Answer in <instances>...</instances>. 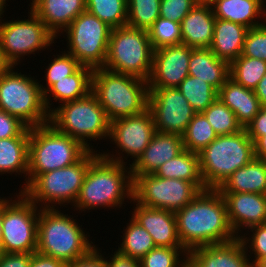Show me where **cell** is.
I'll use <instances>...</instances> for the list:
<instances>
[{
    "instance_id": "cell-1",
    "label": "cell",
    "mask_w": 266,
    "mask_h": 267,
    "mask_svg": "<svg viewBox=\"0 0 266 267\" xmlns=\"http://www.w3.org/2000/svg\"><path fill=\"white\" fill-rule=\"evenodd\" d=\"M182 247L194 248L221 244L237 238L227 215V206L217 189L202 190L189 204L175 212Z\"/></svg>"
},
{
    "instance_id": "cell-2",
    "label": "cell",
    "mask_w": 266,
    "mask_h": 267,
    "mask_svg": "<svg viewBox=\"0 0 266 267\" xmlns=\"http://www.w3.org/2000/svg\"><path fill=\"white\" fill-rule=\"evenodd\" d=\"M126 198L130 203L133 201L130 166L109 160L98 152L91 160L74 208L77 211L98 207L120 208Z\"/></svg>"
},
{
    "instance_id": "cell-3",
    "label": "cell",
    "mask_w": 266,
    "mask_h": 267,
    "mask_svg": "<svg viewBox=\"0 0 266 267\" xmlns=\"http://www.w3.org/2000/svg\"><path fill=\"white\" fill-rule=\"evenodd\" d=\"M68 214L57 208H40L38 218L37 252L70 263L89 254L92 245L84 228ZM91 242V243H90Z\"/></svg>"
},
{
    "instance_id": "cell-4",
    "label": "cell",
    "mask_w": 266,
    "mask_h": 267,
    "mask_svg": "<svg viewBox=\"0 0 266 267\" xmlns=\"http://www.w3.org/2000/svg\"><path fill=\"white\" fill-rule=\"evenodd\" d=\"M110 121L140 114L148 109L147 80L104 68L93 70L92 90Z\"/></svg>"
},
{
    "instance_id": "cell-5",
    "label": "cell",
    "mask_w": 266,
    "mask_h": 267,
    "mask_svg": "<svg viewBox=\"0 0 266 267\" xmlns=\"http://www.w3.org/2000/svg\"><path fill=\"white\" fill-rule=\"evenodd\" d=\"M87 151L79 141L59 132L50 123L30 128L28 175L20 192L39 174L74 164Z\"/></svg>"
},
{
    "instance_id": "cell-6",
    "label": "cell",
    "mask_w": 266,
    "mask_h": 267,
    "mask_svg": "<svg viewBox=\"0 0 266 267\" xmlns=\"http://www.w3.org/2000/svg\"><path fill=\"white\" fill-rule=\"evenodd\" d=\"M60 105L49 114V123L56 130L79 141L87 150H94L88 142L91 139H109L111 121L92 92Z\"/></svg>"
},
{
    "instance_id": "cell-7",
    "label": "cell",
    "mask_w": 266,
    "mask_h": 267,
    "mask_svg": "<svg viewBox=\"0 0 266 267\" xmlns=\"http://www.w3.org/2000/svg\"><path fill=\"white\" fill-rule=\"evenodd\" d=\"M198 154L205 187L217 189L233 172L255 158V149L243 128L235 134L218 135Z\"/></svg>"
},
{
    "instance_id": "cell-8",
    "label": "cell",
    "mask_w": 266,
    "mask_h": 267,
    "mask_svg": "<svg viewBox=\"0 0 266 267\" xmlns=\"http://www.w3.org/2000/svg\"><path fill=\"white\" fill-rule=\"evenodd\" d=\"M97 154L95 150H88L74 164L39 174L22 193L36 206H42L41 208H55V204L60 207H64L66 203L74 205L91 160Z\"/></svg>"
},
{
    "instance_id": "cell-9",
    "label": "cell",
    "mask_w": 266,
    "mask_h": 267,
    "mask_svg": "<svg viewBox=\"0 0 266 267\" xmlns=\"http://www.w3.org/2000/svg\"><path fill=\"white\" fill-rule=\"evenodd\" d=\"M154 49L148 31L123 26L111 30L104 69L148 80Z\"/></svg>"
},
{
    "instance_id": "cell-10",
    "label": "cell",
    "mask_w": 266,
    "mask_h": 267,
    "mask_svg": "<svg viewBox=\"0 0 266 267\" xmlns=\"http://www.w3.org/2000/svg\"><path fill=\"white\" fill-rule=\"evenodd\" d=\"M0 76V109L19 118L29 128L49 123L43 93L35 78L13 71Z\"/></svg>"
},
{
    "instance_id": "cell-11",
    "label": "cell",
    "mask_w": 266,
    "mask_h": 267,
    "mask_svg": "<svg viewBox=\"0 0 266 267\" xmlns=\"http://www.w3.org/2000/svg\"><path fill=\"white\" fill-rule=\"evenodd\" d=\"M17 200L3 197V221L0 249L2 253H34L37 251L39 206L22 192ZM7 199V200H6Z\"/></svg>"
},
{
    "instance_id": "cell-12",
    "label": "cell",
    "mask_w": 266,
    "mask_h": 267,
    "mask_svg": "<svg viewBox=\"0 0 266 267\" xmlns=\"http://www.w3.org/2000/svg\"><path fill=\"white\" fill-rule=\"evenodd\" d=\"M112 28L88 11L78 15L63 31L68 50L82 66L103 68Z\"/></svg>"
},
{
    "instance_id": "cell-13",
    "label": "cell",
    "mask_w": 266,
    "mask_h": 267,
    "mask_svg": "<svg viewBox=\"0 0 266 267\" xmlns=\"http://www.w3.org/2000/svg\"><path fill=\"white\" fill-rule=\"evenodd\" d=\"M28 13V19L0 23V49L5 61L13 67L25 55H35L34 52L52 46L57 39L39 17L31 10Z\"/></svg>"
},
{
    "instance_id": "cell-14",
    "label": "cell",
    "mask_w": 266,
    "mask_h": 267,
    "mask_svg": "<svg viewBox=\"0 0 266 267\" xmlns=\"http://www.w3.org/2000/svg\"><path fill=\"white\" fill-rule=\"evenodd\" d=\"M201 190L192 182L142 174L133 180V203L176 212L189 204Z\"/></svg>"
},
{
    "instance_id": "cell-15",
    "label": "cell",
    "mask_w": 266,
    "mask_h": 267,
    "mask_svg": "<svg viewBox=\"0 0 266 267\" xmlns=\"http://www.w3.org/2000/svg\"><path fill=\"white\" fill-rule=\"evenodd\" d=\"M155 132L153 115L149 109L137 115L112 120L109 139L120 149L115 151L120 152L118 155L109 152L106 154L104 152L102 155L109 160L122 164L127 163L124 162V159L127 160V157L131 156L130 158H133L134 163L149 145ZM123 152L127 153V157H123Z\"/></svg>"
},
{
    "instance_id": "cell-16",
    "label": "cell",
    "mask_w": 266,
    "mask_h": 267,
    "mask_svg": "<svg viewBox=\"0 0 266 267\" xmlns=\"http://www.w3.org/2000/svg\"><path fill=\"white\" fill-rule=\"evenodd\" d=\"M148 109L157 132L180 136L196 113L177 87L149 89Z\"/></svg>"
},
{
    "instance_id": "cell-17",
    "label": "cell",
    "mask_w": 266,
    "mask_h": 267,
    "mask_svg": "<svg viewBox=\"0 0 266 267\" xmlns=\"http://www.w3.org/2000/svg\"><path fill=\"white\" fill-rule=\"evenodd\" d=\"M192 49L182 43L154 50L152 70L147 80L149 89L178 87L189 75Z\"/></svg>"
},
{
    "instance_id": "cell-18",
    "label": "cell",
    "mask_w": 266,
    "mask_h": 267,
    "mask_svg": "<svg viewBox=\"0 0 266 267\" xmlns=\"http://www.w3.org/2000/svg\"><path fill=\"white\" fill-rule=\"evenodd\" d=\"M226 206L229 224L238 237L251 226L266 223V194L220 192ZM240 230V231H239Z\"/></svg>"
},
{
    "instance_id": "cell-19",
    "label": "cell",
    "mask_w": 266,
    "mask_h": 267,
    "mask_svg": "<svg viewBox=\"0 0 266 267\" xmlns=\"http://www.w3.org/2000/svg\"><path fill=\"white\" fill-rule=\"evenodd\" d=\"M242 241L201 246L187 252V267H253Z\"/></svg>"
},
{
    "instance_id": "cell-20",
    "label": "cell",
    "mask_w": 266,
    "mask_h": 267,
    "mask_svg": "<svg viewBox=\"0 0 266 267\" xmlns=\"http://www.w3.org/2000/svg\"><path fill=\"white\" fill-rule=\"evenodd\" d=\"M183 150L182 136L156 131L137 160L132 164L129 163L132 179L142 174H154L161 165Z\"/></svg>"
},
{
    "instance_id": "cell-21",
    "label": "cell",
    "mask_w": 266,
    "mask_h": 267,
    "mask_svg": "<svg viewBox=\"0 0 266 267\" xmlns=\"http://www.w3.org/2000/svg\"><path fill=\"white\" fill-rule=\"evenodd\" d=\"M132 218L152 236L156 247H182L175 213L136 204Z\"/></svg>"
},
{
    "instance_id": "cell-22",
    "label": "cell",
    "mask_w": 266,
    "mask_h": 267,
    "mask_svg": "<svg viewBox=\"0 0 266 267\" xmlns=\"http://www.w3.org/2000/svg\"><path fill=\"white\" fill-rule=\"evenodd\" d=\"M30 9L57 38L78 15L86 11V0H32Z\"/></svg>"
},
{
    "instance_id": "cell-23",
    "label": "cell",
    "mask_w": 266,
    "mask_h": 267,
    "mask_svg": "<svg viewBox=\"0 0 266 267\" xmlns=\"http://www.w3.org/2000/svg\"><path fill=\"white\" fill-rule=\"evenodd\" d=\"M215 21L211 4L201 0L181 21L182 43L193 48H209Z\"/></svg>"
},
{
    "instance_id": "cell-24",
    "label": "cell",
    "mask_w": 266,
    "mask_h": 267,
    "mask_svg": "<svg viewBox=\"0 0 266 267\" xmlns=\"http://www.w3.org/2000/svg\"><path fill=\"white\" fill-rule=\"evenodd\" d=\"M211 4L218 19L239 23L247 28H255L266 22L264 0H205ZM264 17V21L262 18ZM258 18L263 22H259ZM257 19V21H256Z\"/></svg>"
},
{
    "instance_id": "cell-25",
    "label": "cell",
    "mask_w": 266,
    "mask_h": 267,
    "mask_svg": "<svg viewBox=\"0 0 266 267\" xmlns=\"http://www.w3.org/2000/svg\"><path fill=\"white\" fill-rule=\"evenodd\" d=\"M217 97L235 113L242 128H246L262 107L252 89L245 88L230 77L218 90Z\"/></svg>"
},
{
    "instance_id": "cell-26",
    "label": "cell",
    "mask_w": 266,
    "mask_h": 267,
    "mask_svg": "<svg viewBox=\"0 0 266 267\" xmlns=\"http://www.w3.org/2000/svg\"><path fill=\"white\" fill-rule=\"evenodd\" d=\"M93 69L87 66H81L75 73L57 80L44 93V104L50 114L53 108L50 106V97L53 100L64 104L70 101L81 99L87 96L92 90Z\"/></svg>"
},
{
    "instance_id": "cell-27",
    "label": "cell",
    "mask_w": 266,
    "mask_h": 267,
    "mask_svg": "<svg viewBox=\"0 0 266 267\" xmlns=\"http://www.w3.org/2000/svg\"><path fill=\"white\" fill-rule=\"evenodd\" d=\"M249 28L239 23L216 18L213 40L209 49L229 64L242 54Z\"/></svg>"
},
{
    "instance_id": "cell-28",
    "label": "cell",
    "mask_w": 266,
    "mask_h": 267,
    "mask_svg": "<svg viewBox=\"0 0 266 267\" xmlns=\"http://www.w3.org/2000/svg\"><path fill=\"white\" fill-rule=\"evenodd\" d=\"M188 72L218 91L230 77V64L219 59L209 48H193Z\"/></svg>"
},
{
    "instance_id": "cell-29",
    "label": "cell",
    "mask_w": 266,
    "mask_h": 267,
    "mask_svg": "<svg viewBox=\"0 0 266 267\" xmlns=\"http://www.w3.org/2000/svg\"><path fill=\"white\" fill-rule=\"evenodd\" d=\"M217 190L219 192L266 194V161L254 158L233 172Z\"/></svg>"
},
{
    "instance_id": "cell-30",
    "label": "cell",
    "mask_w": 266,
    "mask_h": 267,
    "mask_svg": "<svg viewBox=\"0 0 266 267\" xmlns=\"http://www.w3.org/2000/svg\"><path fill=\"white\" fill-rule=\"evenodd\" d=\"M30 128L20 136L0 139V174L28 175Z\"/></svg>"
},
{
    "instance_id": "cell-31",
    "label": "cell",
    "mask_w": 266,
    "mask_h": 267,
    "mask_svg": "<svg viewBox=\"0 0 266 267\" xmlns=\"http://www.w3.org/2000/svg\"><path fill=\"white\" fill-rule=\"evenodd\" d=\"M154 174L161 178L192 182L201 191L207 189L201 177L199 154L186 149L161 165Z\"/></svg>"
},
{
    "instance_id": "cell-32",
    "label": "cell",
    "mask_w": 266,
    "mask_h": 267,
    "mask_svg": "<svg viewBox=\"0 0 266 267\" xmlns=\"http://www.w3.org/2000/svg\"><path fill=\"white\" fill-rule=\"evenodd\" d=\"M127 224L123 233L122 243L117 251L140 261L156 245L148 231L140 226L132 217Z\"/></svg>"
},
{
    "instance_id": "cell-33",
    "label": "cell",
    "mask_w": 266,
    "mask_h": 267,
    "mask_svg": "<svg viewBox=\"0 0 266 267\" xmlns=\"http://www.w3.org/2000/svg\"><path fill=\"white\" fill-rule=\"evenodd\" d=\"M196 113L206 110L218 96V91L200 78L188 75L177 87Z\"/></svg>"
},
{
    "instance_id": "cell-34",
    "label": "cell",
    "mask_w": 266,
    "mask_h": 267,
    "mask_svg": "<svg viewBox=\"0 0 266 267\" xmlns=\"http://www.w3.org/2000/svg\"><path fill=\"white\" fill-rule=\"evenodd\" d=\"M217 137L205 115L202 112L195 113L182 135L183 147L199 153Z\"/></svg>"
},
{
    "instance_id": "cell-35",
    "label": "cell",
    "mask_w": 266,
    "mask_h": 267,
    "mask_svg": "<svg viewBox=\"0 0 266 267\" xmlns=\"http://www.w3.org/2000/svg\"><path fill=\"white\" fill-rule=\"evenodd\" d=\"M230 78L245 88L254 90L266 74V61L240 55L230 63Z\"/></svg>"
},
{
    "instance_id": "cell-36",
    "label": "cell",
    "mask_w": 266,
    "mask_h": 267,
    "mask_svg": "<svg viewBox=\"0 0 266 267\" xmlns=\"http://www.w3.org/2000/svg\"><path fill=\"white\" fill-rule=\"evenodd\" d=\"M86 11L112 29L127 25V0H86Z\"/></svg>"
},
{
    "instance_id": "cell-37",
    "label": "cell",
    "mask_w": 266,
    "mask_h": 267,
    "mask_svg": "<svg viewBox=\"0 0 266 267\" xmlns=\"http://www.w3.org/2000/svg\"><path fill=\"white\" fill-rule=\"evenodd\" d=\"M161 0H127V26L148 31L160 17Z\"/></svg>"
},
{
    "instance_id": "cell-38",
    "label": "cell",
    "mask_w": 266,
    "mask_h": 267,
    "mask_svg": "<svg viewBox=\"0 0 266 267\" xmlns=\"http://www.w3.org/2000/svg\"><path fill=\"white\" fill-rule=\"evenodd\" d=\"M217 135H231L243 128L238 123L235 113L231 111L218 97L202 112Z\"/></svg>"
},
{
    "instance_id": "cell-39",
    "label": "cell",
    "mask_w": 266,
    "mask_h": 267,
    "mask_svg": "<svg viewBox=\"0 0 266 267\" xmlns=\"http://www.w3.org/2000/svg\"><path fill=\"white\" fill-rule=\"evenodd\" d=\"M148 35L154 50L182 44L181 24L162 17L153 23Z\"/></svg>"
},
{
    "instance_id": "cell-40",
    "label": "cell",
    "mask_w": 266,
    "mask_h": 267,
    "mask_svg": "<svg viewBox=\"0 0 266 267\" xmlns=\"http://www.w3.org/2000/svg\"><path fill=\"white\" fill-rule=\"evenodd\" d=\"M139 263L140 267H187V251L183 247H155Z\"/></svg>"
},
{
    "instance_id": "cell-41",
    "label": "cell",
    "mask_w": 266,
    "mask_h": 267,
    "mask_svg": "<svg viewBox=\"0 0 266 267\" xmlns=\"http://www.w3.org/2000/svg\"><path fill=\"white\" fill-rule=\"evenodd\" d=\"M64 52V53H63ZM62 55H53L51 63L45 71L46 87L40 85L42 93H44L52 84L57 80H62L66 76H70L75 73L82 65L68 52L63 51Z\"/></svg>"
},
{
    "instance_id": "cell-42",
    "label": "cell",
    "mask_w": 266,
    "mask_h": 267,
    "mask_svg": "<svg viewBox=\"0 0 266 267\" xmlns=\"http://www.w3.org/2000/svg\"><path fill=\"white\" fill-rule=\"evenodd\" d=\"M241 55L266 61V22L248 30Z\"/></svg>"
},
{
    "instance_id": "cell-43",
    "label": "cell",
    "mask_w": 266,
    "mask_h": 267,
    "mask_svg": "<svg viewBox=\"0 0 266 267\" xmlns=\"http://www.w3.org/2000/svg\"><path fill=\"white\" fill-rule=\"evenodd\" d=\"M253 234H251V238L244 236H238V238L242 241L244 248L248 251V248L252 249V252L249 251L250 255L253 253L255 255V260H252L253 265L262 257L266 256V223L254 225L248 228ZM251 240V241H250ZM249 244L250 246H248ZM248 246V247H247Z\"/></svg>"
},
{
    "instance_id": "cell-44",
    "label": "cell",
    "mask_w": 266,
    "mask_h": 267,
    "mask_svg": "<svg viewBox=\"0 0 266 267\" xmlns=\"http://www.w3.org/2000/svg\"><path fill=\"white\" fill-rule=\"evenodd\" d=\"M201 0H161L160 17L180 23Z\"/></svg>"
},
{
    "instance_id": "cell-45",
    "label": "cell",
    "mask_w": 266,
    "mask_h": 267,
    "mask_svg": "<svg viewBox=\"0 0 266 267\" xmlns=\"http://www.w3.org/2000/svg\"><path fill=\"white\" fill-rule=\"evenodd\" d=\"M27 128L19 118L0 109V139L18 137Z\"/></svg>"
},
{
    "instance_id": "cell-46",
    "label": "cell",
    "mask_w": 266,
    "mask_h": 267,
    "mask_svg": "<svg viewBox=\"0 0 266 267\" xmlns=\"http://www.w3.org/2000/svg\"><path fill=\"white\" fill-rule=\"evenodd\" d=\"M248 136L255 143L261 136L266 135V107H261L258 114L246 126Z\"/></svg>"
},
{
    "instance_id": "cell-47",
    "label": "cell",
    "mask_w": 266,
    "mask_h": 267,
    "mask_svg": "<svg viewBox=\"0 0 266 267\" xmlns=\"http://www.w3.org/2000/svg\"><path fill=\"white\" fill-rule=\"evenodd\" d=\"M98 247H95L86 256L67 263L66 267H107L106 258L99 252Z\"/></svg>"
},
{
    "instance_id": "cell-48",
    "label": "cell",
    "mask_w": 266,
    "mask_h": 267,
    "mask_svg": "<svg viewBox=\"0 0 266 267\" xmlns=\"http://www.w3.org/2000/svg\"><path fill=\"white\" fill-rule=\"evenodd\" d=\"M32 253H1L0 267H29Z\"/></svg>"
},
{
    "instance_id": "cell-49",
    "label": "cell",
    "mask_w": 266,
    "mask_h": 267,
    "mask_svg": "<svg viewBox=\"0 0 266 267\" xmlns=\"http://www.w3.org/2000/svg\"><path fill=\"white\" fill-rule=\"evenodd\" d=\"M66 265L62 260L40 254L36 251L32 253L29 267H66Z\"/></svg>"
},
{
    "instance_id": "cell-50",
    "label": "cell",
    "mask_w": 266,
    "mask_h": 267,
    "mask_svg": "<svg viewBox=\"0 0 266 267\" xmlns=\"http://www.w3.org/2000/svg\"><path fill=\"white\" fill-rule=\"evenodd\" d=\"M110 260V261H109ZM107 267H140L139 260L119 253L117 250L106 260Z\"/></svg>"
},
{
    "instance_id": "cell-51",
    "label": "cell",
    "mask_w": 266,
    "mask_h": 267,
    "mask_svg": "<svg viewBox=\"0 0 266 267\" xmlns=\"http://www.w3.org/2000/svg\"><path fill=\"white\" fill-rule=\"evenodd\" d=\"M262 107H266V74L253 90Z\"/></svg>"
},
{
    "instance_id": "cell-52",
    "label": "cell",
    "mask_w": 266,
    "mask_h": 267,
    "mask_svg": "<svg viewBox=\"0 0 266 267\" xmlns=\"http://www.w3.org/2000/svg\"><path fill=\"white\" fill-rule=\"evenodd\" d=\"M255 158L266 161V135L261 136L255 143Z\"/></svg>"
},
{
    "instance_id": "cell-53",
    "label": "cell",
    "mask_w": 266,
    "mask_h": 267,
    "mask_svg": "<svg viewBox=\"0 0 266 267\" xmlns=\"http://www.w3.org/2000/svg\"><path fill=\"white\" fill-rule=\"evenodd\" d=\"M10 67V65L5 61L2 51L0 49V76Z\"/></svg>"
},
{
    "instance_id": "cell-54",
    "label": "cell",
    "mask_w": 266,
    "mask_h": 267,
    "mask_svg": "<svg viewBox=\"0 0 266 267\" xmlns=\"http://www.w3.org/2000/svg\"><path fill=\"white\" fill-rule=\"evenodd\" d=\"M2 221H3V198L0 197V241L2 238Z\"/></svg>"
},
{
    "instance_id": "cell-55",
    "label": "cell",
    "mask_w": 266,
    "mask_h": 267,
    "mask_svg": "<svg viewBox=\"0 0 266 267\" xmlns=\"http://www.w3.org/2000/svg\"><path fill=\"white\" fill-rule=\"evenodd\" d=\"M253 267H266V256L260 258L254 265Z\"/></svg>"
},
{
    "instance_id": "cell-56",
    "label": "cell",
    "mask_w": 266,
    "mask_h": 267,
    "mask_svg": "<svg viewBox=\"0 0 266 267\" xmlns=\"http://www.w3.org/2000/svg\"><path fill=\"white\" fill-rule=\"evenodd\" d=\"M6 0H0V18L2 19V15H3V13H4V9H6ZM5 7V8H4ZM1 19H0V23L2 22L1 21Z\"/></svg>"
}]
</instances>
